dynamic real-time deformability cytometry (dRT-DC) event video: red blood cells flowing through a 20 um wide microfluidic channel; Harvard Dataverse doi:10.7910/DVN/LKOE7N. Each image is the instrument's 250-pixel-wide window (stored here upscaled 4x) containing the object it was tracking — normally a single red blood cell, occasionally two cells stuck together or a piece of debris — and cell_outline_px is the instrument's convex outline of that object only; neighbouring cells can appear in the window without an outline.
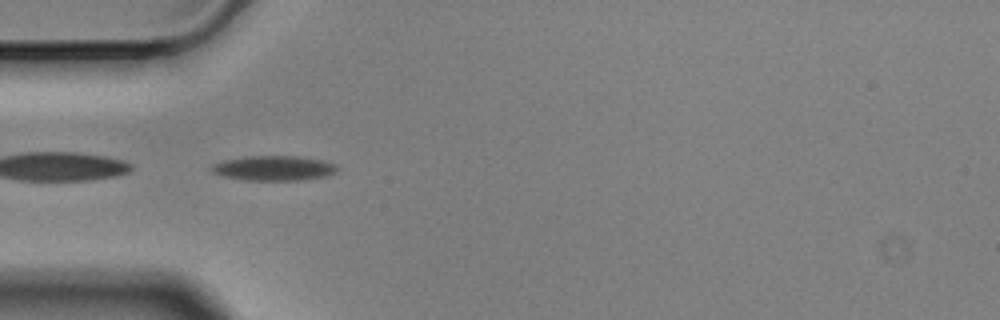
{"species": "Egyptian fruit bat (a non-hibernating species)", "species_latin": "Rousettus aegyptiacus", "temperature_condition": "cold", "stored_images_in_passage": 14, "camera_frame_rate_fps": 3000, "um_per_image_px": 0.085, "animal": {"sex": "male"}, "frame": {"image": 1, "passage_image": 4, "time_ms": 1.0, "image_size_px": [1000, 320], "cell_outline_px": [[340, 168], [336, 172], [328, 176], [304, 180], [244, 180], [224, 176], [212, 172], [208, 168], [212, 164], [224, 160], [244, 156], [300, 156], [324, 160], [336, 164]], "centroid_in_image_um": [23.31, 14.29], "position_along_channel_um": 61.7, "area_um2": 18.55}}
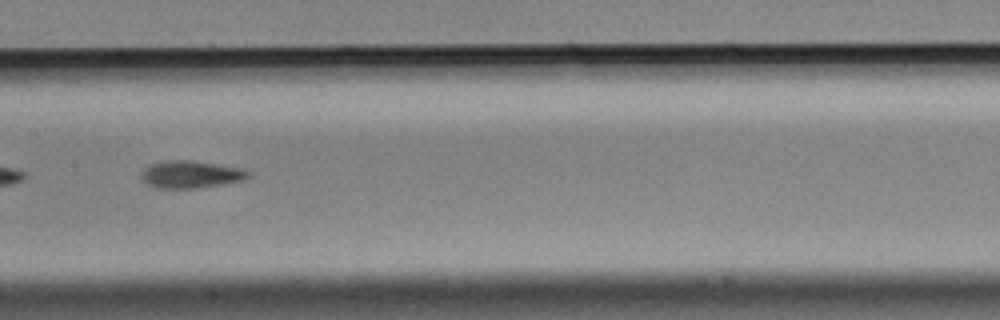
{"frame": {"image": 2, "passage_image": 7, "time_ms": 2.0, "image_size_px": [1000, 320], "cell_outline_px": [[252, 176], [244, 180], [224, 184], [200, 188], [156, 188], [148, 184], [144, 180], [144, 168], [152, 164], [172, 160], [192, 160], [240, 168], [252, 172]], "centroid_in_image_um": [16.32, 14.83], "position_along_channel_um": 191.1, "area_um2": 16.88}}
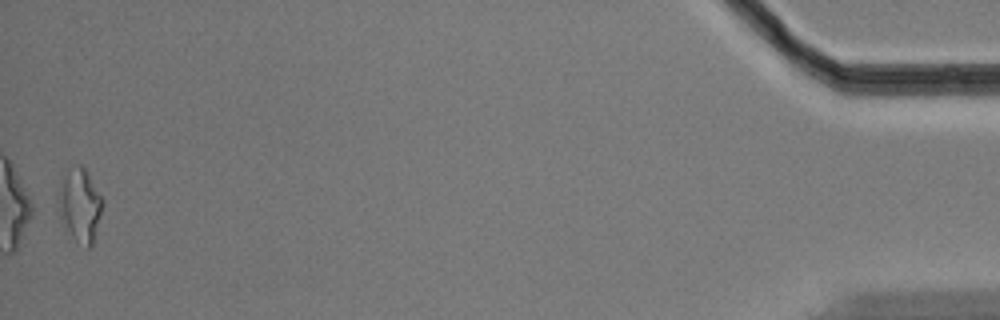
{"frame": {"image": 3, "passage_image": 14, "time_ms": 4.333, "image_size_px": [1000, 320], "cell_outline_px": [[104, 204], [92, 248], [88, 248], [72, 236], [64, 224], [60, 216], [56, 200], [56, 192], [60, 180], [72, 164], [80, 164], [88, 172], [104, 200]], "centroid_in_image_um": [6.78, 17.37], "position_along_channel_um": 428.4, "area_um2": 19.42}}